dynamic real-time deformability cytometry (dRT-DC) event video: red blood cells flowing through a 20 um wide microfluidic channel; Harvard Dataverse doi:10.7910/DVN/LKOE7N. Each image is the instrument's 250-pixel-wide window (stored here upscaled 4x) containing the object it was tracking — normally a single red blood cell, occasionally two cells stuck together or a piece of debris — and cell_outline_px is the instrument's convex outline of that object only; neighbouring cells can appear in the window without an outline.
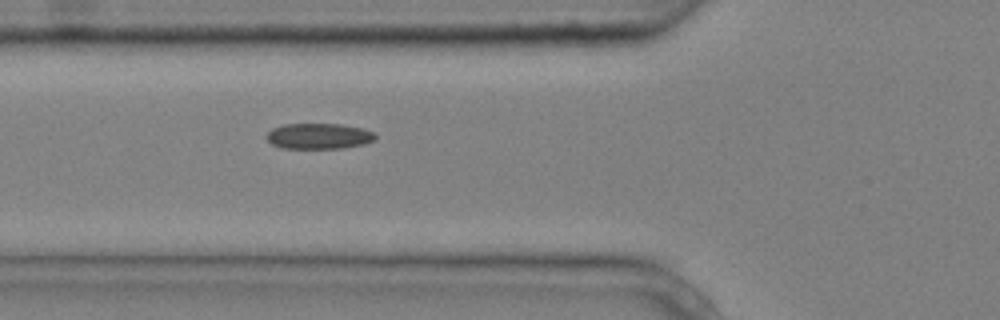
{"species": "common noctule bat (a hibernating species)", "species_latin": "Nyctalus noctula", "temperature_condition": "cold", "stored_images_in_passage": 3, "camera_frame_rate_fps": 3000, "um_per_image_px": 0.085, "animal": {"sex": "male", "body_mass_g": 20.4}, "frame": {"image": 1, "passage_image": 3, "time_ms": 0.667, "image_size_px": [1000, 320], "cell_outline_px": [[376, 140], [364, 144], [344, 148], [280, 148], [272, 144], [268, 140], [268, 132], [272, 128], [284, 124], [340, 124], [364, 128], [372, 132], [376, 136]], "centroid_in_image_um": [27.13, 11.57], "position_along_channel_um": 98.7, "area_um2": 16.3}}